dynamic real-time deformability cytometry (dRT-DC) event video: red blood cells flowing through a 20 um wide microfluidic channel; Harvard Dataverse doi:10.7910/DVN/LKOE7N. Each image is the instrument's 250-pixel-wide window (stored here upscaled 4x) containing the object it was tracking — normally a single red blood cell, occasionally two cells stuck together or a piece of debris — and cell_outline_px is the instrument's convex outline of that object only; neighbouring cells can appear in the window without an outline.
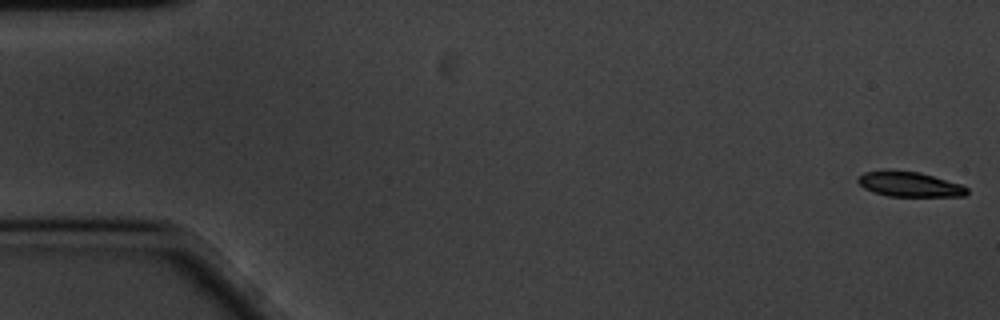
{"species": "common noctule bat (a hibernating species)", "species_latin": "Nyctalus noctula", "temperature_condition": "cold", "stored_images_in_passage": 60, "camera_frame_rate_fps": 3000, "um_per_image_px": 0.085, "animal": {"sex": "male", "body_mass_g": 20.1, "forearm_length_mm": 53.5}, "frame": {"image": 1, "passage_image": 1, "time_ms": 0.0, "image_size_px": [1000, 320], "cell_outline_px": [[968, 192], [964, 196], [888, 196], [864, 188], [856, 180], [864, 172], [888, 168], [892, 168], [920, 172], [960, 184], [968, 188]], "centroid_in_image_um": [77.27, 15.63], "position_along_channel_um": 7.7, "area_um2": 16.07}}
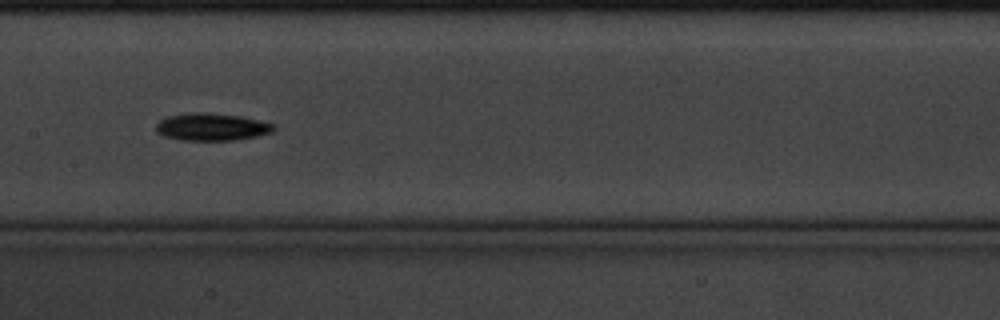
{"frame": {"image": 2, "passage_image": 29, "time_ms": 9.333, "image_size_px": [1000, 320], "cell_outline_px": [[276, 128], [272, 132], [256, 136], [232, 140], [180, 140], [164, 136], [156, 132], [156, 124], [160, 120], [168, 116], [192, 112], [208, 112], [240, 116], [276, 124]], "centroid_in_image_um": [17.99, 10.78], "position_along_channel_um": 189.4, "area_um2": 18.84}}
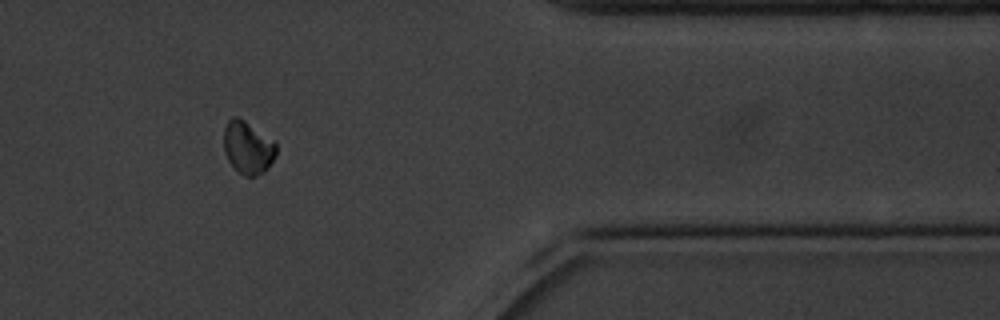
{"frame": {"image": 3, "passage_image": 49, "time_ms": 16.0, "image_size_px": [1000, 320], "cell_outline_px": [[276, 156], [268, 168], [264, 172], [256, 176], [244, 176], [236, 172], [228, 160], [224, 152], [224, 128], [228, 120], [232, 116], [236, 116], [244, 120], [276, 144]], "centroid_in_image_um": [21.04, 12.58], "position_along_channel_um": 390.4, "area_um2": 16.07}, "authors_computed_cell_mechanics": {"area_um2": 16.5308, "velocity_mm_per_s": 3.3648, "shape_relaxation_time_tau1_ms": 1.6664, "shape_relaxation_time_tau2_ms": null, "deformation_change_tau1": 0.1021, "deformation_change_tau2": null}}